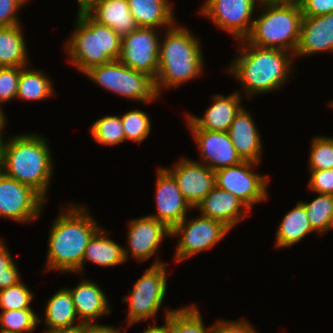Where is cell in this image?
Returning a JSON list of instances; mask_svg holds the SVG:
<instances>
[{
  "mask_svg": "<svg viewBox=\"0 0 333 333\" xmlns=\"http://www.w3.org/2000/svg\"><path fill=\"white\" fill-rule=\"evenodd\" d=\"M99 0H77L78 14L87 13Z\"/></svg>",
  "mask_w": 333,
  "mask_h": 333,
  "instance_id": "cell-44",
  "label": "cell"
},
{
  "mask_svg": "<svg viewBox=\"0 0 333 333\" xmlns=\"http://www.w3.org/2000/svg\"><path fill=\"white\" fill-rule=\"evenodd\" d=\"M1 108L2 107H1V104H0V139H4L3 136H2L3 133H1V132L5 128V124H6L7 119H6L5 114H3L4 112L2 111Z\"/></svg>",
  "mask_w": 333,
  "mask_h": 333,
  "instance_id": "cell-46",
  "label": "cell"
},
{
  "mask_svg": "<svg viewBox=\"0 0 333 333\" xmlns=\"http://www.w3.org/2000/svg\"><path fill=\"white\" fill-rule=\"evenodd\" d=\"M84 75L101 88L133 101L150 103L161 95L155 77L125 66L119 60L92 67Z\"/></svg>",
  "mask_w": 333,
  "mask_h": 333,
  "instance_id": "cell-7",
  "label": "cell"
},
{
  "mask_svg": "<svg viewBox=\"0 0 333 333\" xmlns=\"http://www.w3.org/2000/svg\"><path fill=\"white\" fill-rule=\"evenodd\" d=\"M230 230L223 222L203 215L191 220H187L185 217L171 229V237L180 236L175 251V260L182 262L195 254L211 249Z\"/></svg>",
  "mask_w": 333,
  "mask_h": 333,
  "instance_id": "cell-9",
  "label": "cell"
},
{
  "mask_svg": "<svg viewBox=\"0 0 333 333\" xmlns=\"http://www.w3.org/2000/svg\"><path fill=\"white\" fill-rule=\"evenodd\" d=\"M317 195L319 196L309 203L301 202L306 208L308 220L313 231L325 234V232L333 228V195Z\"/></svg>",
  "mask_w": 333,
  "mask_h": 333,
  "instance_id": "cell-31",
  "label": "cell"
},
{
  "mask_svg": "<svg viewBox=\"0 0 333 333\" xmlns=\"http://www.w3.org/2000/svg\"><path fill=\"white\" fill-rule=\"evenodd\" d=\"M257 2L261 0H206L199 11L218 28L243 40L251 32L254 21L251 17Z\"/></svg>",
  "mask_w": 333,
  "mask_h": 333,
  "instance_id": "cell-13",
  "label": "cell"
},
{
  "mask_svg": "<svg viewBox=\"0 0 333 333\" xmlns=\"http://www.w3.org/2000/svg\"><path fill=\"white\" fill-rule=\"evenodd\" d=\"M24 67H0V103L17 96L20 72Z\"/></svg>",
  "mask_w": 333,
  "mask_h": 333,
  "instance_id": "cell-38",
  "label": "cell"
},
{
  "mask_svg": "<svg viewBox=\"0 0 333 333\" xmlns=\"http://www.w3.org/2000/svg\"><path fill=\"white\" fill-rule=\"evenodd\" d=\"M257 164L251 161H242L235 166L215 171L216 186L235 195L249 210L252 209V205L265 201L268 197V178L251 170Z\"/></svg>",
  "mask_w": 333,
  "mask_h": 333,
  "instance_id": "cell-10",
  "label": "cell"
},
{
  "mask_svg": "<svg viewBox=\"0 0 333 333\" xmlns=\"http://www.w3.org/2000/svg\"><path fill=\"white\" fill-rule=\"evenodd\" d=\"M261 1H277V0H261Z\"/></svg>",
  "mask_w": 333,
  "mask_h": 333,
  "instance_id": "cell-50",
  "label": "cell"
},
{
  "mask_svg": "<svg viewBox=\"0 0 333 333\" xmlns=\"http://www.w3.org/2000/svg\"><path fill=\"white\" fill-rule=\"evenodd\" d=\"M46 200L33 188L0 175V218L33 222L40 216Z\"/></svg>",
  "mask_w": 333,
  "mask_h": 333,
  "instance_id": "cell-12",
  "label": "cell"
},
{
  "mask_svg": "<svg viewBox=\"0 0 333 333\" xmlns=\"http://www.w3.org/2000/svg\"><path fill=\"white\" fill-rule=\"evenodd\" d=\"M156 172L157 213L149 216L165 223L172 229L187 217V212L193 208L184 199L175 178L165 167H158Z\"/></svg>",
  "mask_w": 333,
  "mask_h": 333,
  "instance_id": "cell-15",
  "label": "cell"
},
{
  "mask_svg": "<svg viewBox=\"0 0 333 333\" xmlns=\"http://www.w3.org/2000/svg\"><path fill=\"white\" fill-rule=\"evenodd\" d=\"M84 208L71 203L69 210L61 209V214L55 218L47 245V271L81 272L86 246L101 228Z\"/></svg>",
  "mask_w": 333,
  "mask_h": 333,
  "instance_id": "cell-1",
  "label": "cell"
},
{
  "mask_svg": "<svg viewBox=\"0 0 333 333\" xmlns=\"http://www.w3.org/2000/svg\"><path fill=\"white\" fill-rule=\"evenodd\" d=\"M260 16L253 21L245 40L261 48H277L295 54L303 19L301 6L277 1H261Z\"/></svg>",
  "mask_w": 333,
  "mask_h": 333,
  "instance_id": "cell-6",
  "label": "cell"
},
{
  "mask_svg": "<svg viewBox=\"0 0 333 333\" xmlns=\"http://www.w3.org/2000/svg\"><path fill=\"white\" fill-rule=\"evenodd\" d=\"M325 51L333 52V12L303 17L294 56H309Z\"/></svg>",
  "mask_w": 333,
  "mask_h": 333,
  "instance_id": "cell-19",
  "label": "cell"
},
{
  "mask_svg": "<svg viewBox=\"0 0 333 333\" xmlns=\"http://www.w3.org/2000/svg\"><path fill=\"white\" fill-rule=\"evenodd\" d=\"M212 333H257L246 320L224 321L219 320L213 325Z\"/></svg>",
  "mask_w": 333,
  "mask_h": 333,
  "instance_id": "cell-41",
  "label": "cell"
},
{
  "mask_svg": "<svg viewBox=\"0 0 333 333\" xmlns=\"http://www.w3.org/2000/svg\"><path fill=\"white\" fill-rule=\"evenodd\" d=\"M126 140L142 142L151 132V120L146 112L129 110L121 116Z\"/></svg>",
  "mask_w": 333,
  "mask_h": 333,
  "instance_id": "cell-34",
  "label": "cell"
},
{
  "mask_svg": "<svg viewBox=\"0 0 333 333\" xmlns=\"http://www.w3.org/2000/svg\"><path fill=\"white\" fill-rule=\"evenodd\" d=\"M127 244L129 249L123 248L125 260L128 250L139 261H145L155 255L164 238L171 237V229L163 222L147 215L132 219L128 224Z\"/></svg>",
  "mask_w": 333,
  "mask_h": 333,
  "instance_id": "cell-14",
  "label": "cell"
},
{
  "mask_svg": "<svg viewBox=\"0 0 333 333\" xmlns=\"http://www.w3.org/2000/svg\"><path fill=\"white\" fill-rule=\"evenodd\" d=\"M49 333H81V328L71 330V331H53Z\"/></svg>",
  "mask_w": 333,
  "mask_h": 333,
  "instance_id": "cell-49",
  "label": "cell"
},
{
  "mask_svg": "<svg viewBox=\"0 0 333 333\" xmlns=\"http://www.w3.org/2000/svg\"><path fill=\"white\" fill-rule=\"evenodd\" d=\"M296 205L279 224L275 247H292L313 232L304 204L298 201Z\"/></svg>",
  "mask_w": 333,
  "mask_h": 333,
  "instance_id": "cell-27",
  "label": "cell"
},
{
  "mask_svg": "<svg viewBox=\"0 0 333 333\" xmlns=\"http://www.w3.org/2000/svg\"><path fill=\"white\" fill-rule=\"evenodd\" d=\"M242 42L240 54L229 65L228 71L242 84L245 95L252 98L278 90L290 77L294 54L277 48H261ZM247 43V44H243ZM291 63V64H290Z\"/></svg>",
  "mask_w": 333,
  "mask_h": 333,
  "instance_id": "cell-2",
  "label": "cell"
},
{
  "mask_svg": "<svg viewBox=\"0 0 333 333\" xmlns=\"http://www.w3.org/2000/svg\"><path fill=\"white\" fill-rule=\"evenodd\" d=\"M53 85L41 70L24 67L20 72L17 98L25 101H39L53 96Z\"/></svg>",
  "mask_w": 333,
  "mask_h": 333,
  "instance_id": "cell-30",
  "label": "cell"
},
{
  "mask_svg": "<svg viewBox=\"0 0 333 333\" xmlns=\"http://www.w3.org/2000/svg\"><path fill=\"white\" fill-rule=\"evenodd\" d=\"M76 17L75 31L65 43L71 64L85 73L92 67L119 60L122 37L87 13L77 14Z\"/></svg>",
  "mask_w": 333,
  "mask_h": 333,
  "instance_id": "cell-5",
  "label": "cell"
},
{
  "mask_svg": "<svg viewBox=\"0 0 333 333\" xmlns=\"http://www.w3.org/2000/svg\"><path fill=\"white\" fill-rule=\"evenodd\" d=\"M168 333H212L213 326L205 327L197 306L165 310Z\"/></svg>",
  "mask_w": 333,
  "mask_h": 333,
  "instance_id": "cell-29",
  "label": "cell"
},
{
  "mask_svg": "<svg viewBox=\"0 0 333 333\" xmlns=\"http://www.w3.org/2000/svg\"><path fill=\"white\" fill-rule=\"evenodd\" d=\"M300 6L303 17H315L333 12V0H305Z\"/></svg>",
  "mask_w": 333,
  "mask_h": 333,
  "instance_id": "cell-42",
  "label": "cell"
},
{
  "mask_svg": "<svg viewBox=\"0 0 333 333\" xmlns=\"http://www.w3.org/2000/svg\"><path fill=\"white\" fill-rule=\"evenodd\" d=\"M67 289L72 296L77 316L84 325H97L95 320L111 313L105 292L97 283L84 279L73 289Z\"/></svg>",
  "mask_w": 333,
  "mask_h": 333,
  "instance_id": "cell-22",
  "label": "cell"
},
{
  "mask_svg": "<svg viewBox=\"0 0 333 333\" xmlns=\"http://www.w3.org/2000/svg\"><path fill=\"white\" fill-rule=\"evenodd\" d=\"M195 209H199L203 216L223 222L230 229L250 214L249 208L239 198L217 186L195 206Z\"/></svg>",
  "mask_w": 333,
  "mask_h": 333,
  "instance_id": "cell-18",
  "label": "cell"
},
{
  "mask_svg": "<svg viewBox=\"0 0 333 333\" xmlns=\"http://www.w3.org/2000/svg\"><path fill=\"white\" fill-rule=\"evenodd\" d=\"M106 230L100 228L89 240L86 246L81 273L83 274L84 264L87 261L104 267H113L126 262L123 248L120 244L110 239Z\"/></svg>",
  "mask_w": 333,
  "mask_h": 333,
  "instance_id": "cell-26",
  "label": "cell"
},
{
  "mask_svg": "<svg viewBox=\"0 0 333 333\" xmlns=\"http://www.w3.org/2000/svg\"><path fill=\"white\" fill-rule=\"evenodd\" d=\"M32 309H15L2 311L0 314V330L9 333H26L34 331L41 322Z\"/></svg>",
  "mask_w": 333,
  "mask_h": 333,
  "instance_id": "cell-33",
  "label": "cell"
},
{
  "mask_svg": "<svg viewBox=\"0 0 333 333\" xmlns=\"http://www.w3.org/2000/svg\"><path fill=\"white\" fill-rule=\"evenodd\" d=\"M281 1L294 5H301L305 0H281Z\"/></svg>",
  "mask_w": 333,
  "mask_h": 333,
  "instance_id": "cell-48",
  "label": "cell"
},
{
  "mask_svg": "<svg viewBox=\"0 0 333 333\" xmlns=\"http://www.w3.org/2000/svg\"><path fill=\"white\" fill-rule=\"evenodd\" d=\"M128 4L139 27L158 28L162 31L163 26L168 29L175 24V13L168 0H128Z\"/></svg>",
  "mask_w": 333,
  "mask_h": 333,
  "instance_id": "cell-25",
  "label": "cell"
},
{
  "mask_svg": "<svg viewBox=\"0 0 333 333\" xmlns=\"http://www.w3.org/2000/svg\"><path fill=\"white\" fill-rule=\"evenodd\" d=\"M34 293L27 288V285L20 281L17 284L0 290V309L2 311L15 309H32Z\"/></svg>",
  "mask_w": 333,
  "mask_h": 333,
  "instance_id": "cell-35",
  "label": "cell"
},
{
  "mask_svg": "<svg viewBox=\"0 0 333 333\" xmlns=\"http://www.w3.org/2000/svg\"><path fill=\"white\" fill-rule=\"evenodd\" d=\"M28 0H0V27L15 26L21 24L16 12L25 5Z\"/></svg>",
  "mask_w": 333,
  "mask_h": 333,
  "instance_id": "cell-40",
  "label": "cell"
},
{
  "mask_svg": "<svg viewBox=\"0 0 333 333\" xmlns=\"http://www.w3.org/2000/svg\"><path fill=\"white\" fill-rule=\"evenodd\" d=\"M95 141L102 145L113 146L126 141L121 116H104L97 119L90 129Z\"/></svg>",
  "mask_w": 333,
  "mask_h": 333,
  "instance_id": "cell-32",
  "label": "cell"
},
{
  "mask_svg": "<svg viewBox=\"0 0 333 333\" xmlns=\"http://www.w3.org/2000/svg\"><path fill=\"white\" fill-rule=\"evenodd\" d=\"M309 171V188L317 194L333 195V169Z\"/></svg>",
  "mask_w": 333,
  "mask_h": 333,
  "instance_id": "cell-39",
  "label": "cell"
},
{
  "mask_svg": "<svg viewBox=\"0 0 333 333\" xmlns=\"http://www.w3.org/2000/svg\"><path fill=\"white\" fill-rule=\"evenodd\" d=\"M158 28L138 27L122 36L119 61L136 71L157 76L159 68L160 40Z\"/></svg>",
  "mask_w": 333,
  "mask_h": 333,
  "instance_id": "cell-11",
  "label": "cell"
},
{
  "mask_svg": "<svg viewBox=\"0 0 333 333\" xmlns=\"http://www.w3.org/2000/svg\"><path fill=\"white\" fill-rule=\"evenodd\" d=\"M253 121L249 111L242 107L227 132L237 154L243 161L260 164L262 157L261 136Z\"/></svg>",
  "mask_w": 333,
  "mask_h": 333,
  "instance_id": "cell-21",
  "label": "cell"
},
{
  "mask_svg": "<svg viewBox=\"0 0 333 333\" xmlns=\"http://www.w3.org/2000/svg\"><path fill=\"white\" fill-rule=\"evenodd\" d=\"M160 42L156 83L159 93L202 74L204 58L198 38L186 27L172 26ZM163 88V89H162Z\"/></svg>",
  "mask_w": 333,
  "mask_h": 333,
  "instance_id": "cell-4",
  "label": "cell"
},
{
  "mask_svg": "<svg viewBox=\"0 0 333 333\" xmlns=\"http://www.w3.org/2000/svg\"><path fill=\"white\" fill-rule=\"evenodd\" d=\"M190 131L200 151L202 162L210 169L217 171L243 161L237 154L227 131L204 129H190Z\"/></svg>",
  "mask_w": 333,
  "mask_h": 333,
  "instance_id": "cell-17",
  "label": "cell"
},
{
  "mask_svg": "<svg viewBox=\"0 0 333 333\" xmlns=\"http://www.w3.org/2000/svg\"><path fill=\"white\" fill-rule=\"evenodd\" d=\"M19 270L9 250L0 239V290L21 281Z\"/></svg>",
  "mask_w": 333,
  "mask_h": 333,
  "instance_id": "cell-37",
  "label": "cell"
},
{
  "mask_svg": "<svg viewBox=\"0 0 333 333\" xmlns=\"http://www.w3.org/2000/svg\"><path fill=\"white\" fill-rule=\"evenodd\" d=\"M142 333H168V329L165 325L162 326H153L149 322V328L144 330Z\"/></svg>",
  "mask_w": 333,
  "mask_h": 333,
  "instance_id": "cell-45",
  "label": "cell"
},
{
  "mask_svg": "<svg viewBox=\"0 0 333 333\" xmlns=\"http://www.w3.org/2000/svg\"><path fill=\"white\" fill-rule=\"evenodd\" d=\"M47 302L43 314L45 324L48 326L45 333L71 331L84 326L77 316L72 296L67 288H61Z\"/></svg>",
  "mask_w": 333,
  "mask_h": 333,
  "instance_id": "cell-24",
  "label": "cell"
},
{
  "mask_svg": "<svg viewBox=\"0 0 333 333\" xmlns=\"http://www.w3.org/2000/svg\"><path fill=\"white\" fill-rule=\"evenodd\" d=\"M4 139H0V175L3 173Z\"/></svg>",
  "mask_w": 333,
  "mask_h": 333,
  "instance_id": "cell-47",
  "label": "cell"
},
{
  "mask_svg": "<svg viewBox=\"0 0 333 333\" xmlns=\"http://www.w3.org/2000/svg\"><path fill=\"white\" fill-rule=\"evenodd\" d=\"M53 159L47 140L36 134L4 140L3 174L28 185L45 200L53 176Z\"/></svg>",
  "mask_w": 333,
  "mask_h": 333,
  "instance_id": "cell-3",
  "label": "cell"
},
{
  "mask_svg": "<svg viewBox=\"0 0 333 333\" xmlns=\"http://www.w3.org/2000/svg\"><path fill=\"white\" fill-rule=\"evenodd\" d=\"M87 14L101 25L112 28L121 37L136 30L128 0H99Z\"/></svg>",
  "mask_w": 333,
  "mask_h": 333,
  "instance_id": "cell-23",
  "label": "cell"
},
{
  "mask_svg": "<svg viewBox=\"0 0 333 333\" xmlns=\"http://www.w3.org/2000/svg\"><path fill=\"white\" fill-rule=\"evenodd\" d=\"M20 24L0 27V67H27L28 55Z\"/></svg>",
  "mask_w": 333,
  "mask_h": 333,
  "instance_id": "cell-28",
  "label": "cell"
},
{
  "mask_svg": "<svg viewBox=\"0 0 333 333\" xmlns=\"http://www.w3.org/2000/svg\"><path fill=\"white\" fill-rule=\"evenodd\" d=\"M308 162L310 170L333 169V138H313Z\"/></svg>",
  "mask_w": 333,
  "mask_h": 333,
  "instance_id": "cell-36",
  "label": "cell"
},
{
  "mask_svg": "<svg viewBox=\"0 0 333 333\" xmlns=\"http://www.w3.org/2000/svg\"><path fill=\"white\" fill-rule=\"evenodd\" d=\"M165 264L158 259L146 270L129 290V298L123 296V302H129V313L125 321L128 326L136 322L155 318L167 292V271Z\"/></svg>",
  "mask_w": 333,
  "mask_h": 333,
  "instance_id": "cell-8",
  "label": "cell"
},
{
  "mask_svg": "<svg viewBox=\"0 0 333 333\" xmlns=\"http://www.w3.org/2000/svg\"><path fill=\"white\" fill-rule=\"evenodd\" d=\"M241 95L238 91L228 96L214 95L213 104L205 111L203 117L188 114L186 121L189 129H204L209 131H228L236 114L242 108Z\"/></svg>",
  "mask_w": 333,
  "mask_h": 333,
  "instance_id": "cell-20",
  "label": "cell"
},
{
  "mask_svg": "<svg viewBox=\"0 0 333 333\" xmlns=\"http://www.w3.org/2000/svg\"><path fill=\"white\" fill-rule=\"evenodd\" d=\"M175 178L184 199L194 208L215 186V171L203 163L181 158L168 169Z\"/></svg>",
  "mask_w": 333,
  "mask_h": 333,
  "instance_id": "cell-16",
  "label": "cell"
},
{
  "mask_svg": "<svg viewBox=\"0 0 333 333\" xmlns=\"http://www.w3.org/2000/svg\"><path fill=\"white\" fill-rule=\"evenodd\" d=\"M81 333H121V330L114 328V326L106 325H84L81 327Z\"/></svg>",
  "mask_w": 333,
  "mask_h": 333,
  "instance_id": "cell-43",
  "label": "cell"
}]
</instances>
